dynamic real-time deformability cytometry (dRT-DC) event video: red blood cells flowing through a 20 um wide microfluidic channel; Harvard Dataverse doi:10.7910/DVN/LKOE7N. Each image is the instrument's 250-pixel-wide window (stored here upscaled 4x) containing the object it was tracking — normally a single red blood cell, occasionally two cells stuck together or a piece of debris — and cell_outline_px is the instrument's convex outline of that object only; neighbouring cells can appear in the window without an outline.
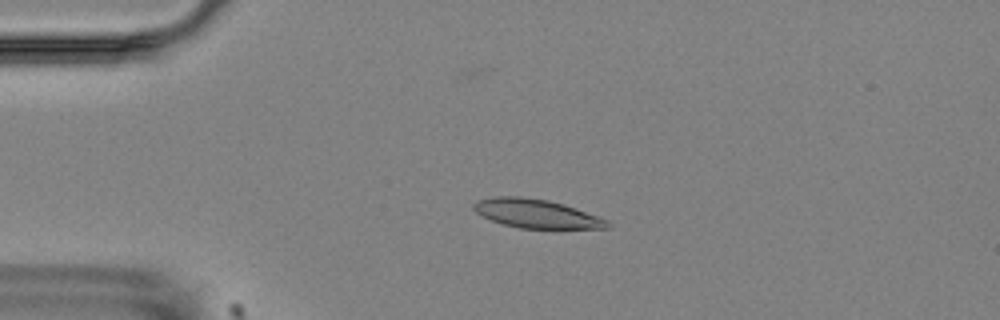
{"species": "Egyptian fruit bat (a non-hibernating species)", "species_latin": "Rousettus aegyptiacus", "temperature_condition": "room temperature", "stored_images_in_passage": 2, "camera_frame_rate_fps": 3000, "um_per_image_px": 0.085, "animal": {"sex": "female"}, "frame": {"image": 1, "passage_image": 2, "time_ms": 1.333, "image_size_px": [1000, 320], "cell_outline_px": [[612, 228], [552, 232], [520, 228], [504, 224], [492, 220], [476, 212], [472, 208], [472, 204], [476, 200], [492, 196], [520, 196], [548, 200], [564, 204], [576, 208], [608, 220], [612, 224]], "centroid_in_image_um": [45.71, 18.22], "position_along_channel_um": 39.3, "area_um2": 23.76}}